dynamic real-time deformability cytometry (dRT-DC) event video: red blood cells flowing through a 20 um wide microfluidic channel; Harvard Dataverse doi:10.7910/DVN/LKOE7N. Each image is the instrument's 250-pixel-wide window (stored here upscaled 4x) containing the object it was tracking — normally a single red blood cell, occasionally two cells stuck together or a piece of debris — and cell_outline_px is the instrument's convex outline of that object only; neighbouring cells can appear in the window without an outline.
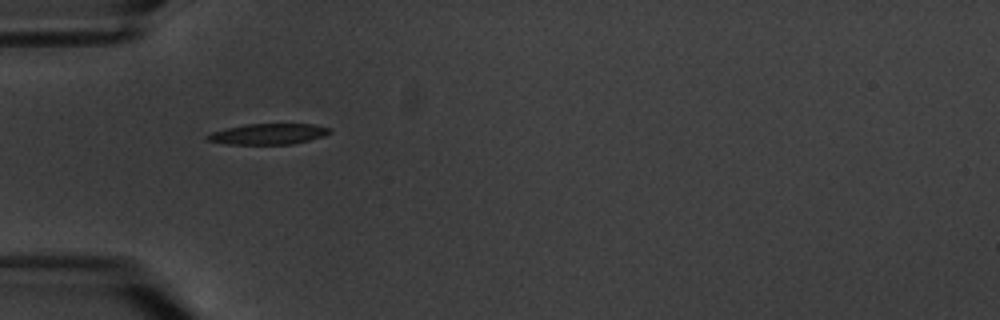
{"species": "common noctule bat (a hibernating species)", "species_latin": "Nyctalus noctula", "temperature_condition": "warm", "stored_images_in_passage": 2, "camera_frame_rate_fps": 3000, "um_per_image_px": 0.085, "animal": {"sex": "male", "body_mass_g": 20.1, "forearm_length_mm": 53.5}, "frame": {"image": 1, "passage_image": 1, "time_ms": 0.0, "image_size_px": [1000, 320], "cell_outline_px": [[332, 132], [324, 136], [292, 144], [228, 144], [204, 140], [204, 136], [212, 132], [244, 124], [312, 124], [332, 128]], "centroid_in_image_um": [22.8, 11.39], "position_along_channel_um": 62.2, "area_um2": 14.85}}